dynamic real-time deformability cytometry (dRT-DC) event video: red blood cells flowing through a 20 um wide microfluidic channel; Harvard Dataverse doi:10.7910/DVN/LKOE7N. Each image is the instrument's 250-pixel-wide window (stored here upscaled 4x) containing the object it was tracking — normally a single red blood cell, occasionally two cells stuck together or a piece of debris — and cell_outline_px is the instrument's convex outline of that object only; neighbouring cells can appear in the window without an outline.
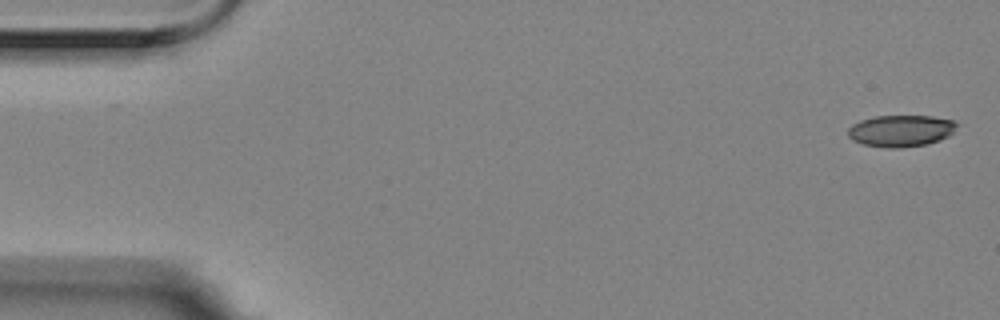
{"species": "Egyptian fruit bat (a non-hibernating species)", "species_latin": "Rousettus aegyptiacus", "temperature_condition": "room temperature", "stored_images_in_passage": 3, "camera_frame_rate_fps": 3000, "um_per_image_px": 0.085, "animal": {"sex": "female"}, "frame": {"image": 1, "passage_image": 1, "time_ms": 0.0, "image_size_px": [1000, 320], "cell_outline_px": [[960, 124], [948, 136], [940, 140], [924, 144], [900, 148], [892, 148], [864, 144], [852, 140], [848, 136], [848, 128], [852, 124], [860, 120], [876, 116], [932, 116], [956, 120]], "centroid_in_image_um": [76.6, 11.1], "position_along_channel_um": 8.4, "area_um2": 20.11}}